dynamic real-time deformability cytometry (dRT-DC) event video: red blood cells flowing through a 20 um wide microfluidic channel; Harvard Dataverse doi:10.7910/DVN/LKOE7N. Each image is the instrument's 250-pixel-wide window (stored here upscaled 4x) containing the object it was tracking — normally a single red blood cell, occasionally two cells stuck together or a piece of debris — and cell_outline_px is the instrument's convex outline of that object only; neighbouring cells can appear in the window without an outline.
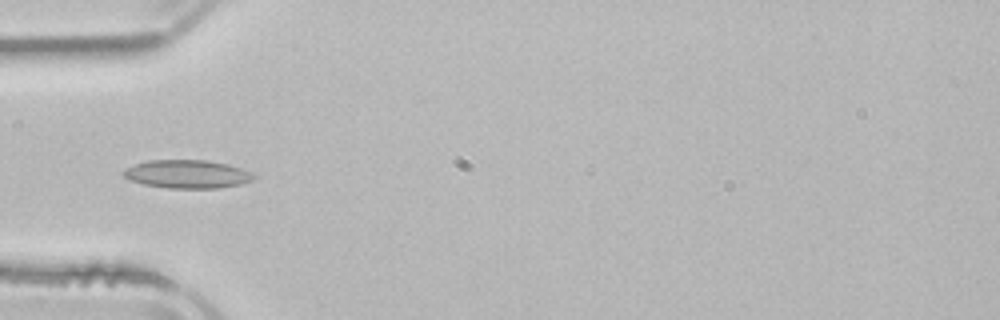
{"species": "common noctule bat (a hibernating species)", "species_latin": "Nyctalus noctula", "temperature_condition": "room temperature", "stored_images_in_passage": 5, "camera_frame_rate_fps": 3000, "um_per_image_px": 0.085, "animal": {"sex": "male", "body_mass_g": 21.5, "forearm_length_mm": 52.0}, "frame": {"image": 1, "passage_image": 5, "time_ms": 5.0, "image_size_px": [1000, 320], "cell_outline_px": [[256, 176], [252, 180], [240, 184], [216, 188], [168, 188], [144, 184], [128, 180], [120, 172], [124, 168], [148, 160], [204, 160], [228, 164], [252, 172]], "centroid_in_image_um": [15.88, 14.79], "position_along_channel_um": 69.1, "area_um2": 21.5}}